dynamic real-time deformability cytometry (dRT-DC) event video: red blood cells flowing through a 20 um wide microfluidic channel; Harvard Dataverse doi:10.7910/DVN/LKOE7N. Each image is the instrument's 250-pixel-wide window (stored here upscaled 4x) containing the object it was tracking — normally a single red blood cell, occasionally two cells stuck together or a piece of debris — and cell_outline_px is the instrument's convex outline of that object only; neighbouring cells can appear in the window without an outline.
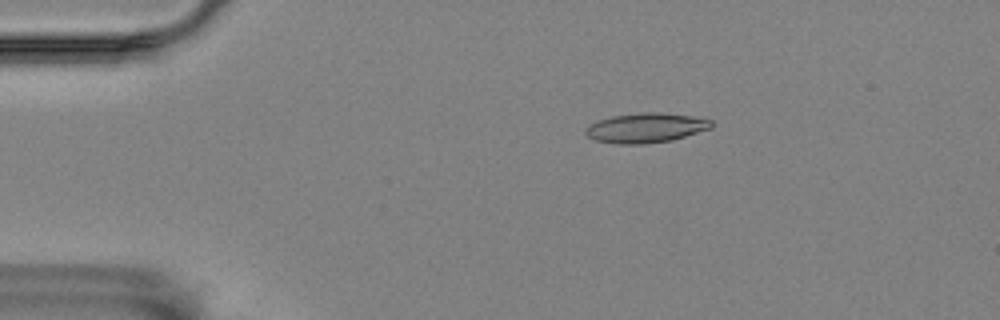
{"species": "Egyptian fruit bat (a non-hibernating species)", "species_latin": "Rousettus aegyptiacus", "temperature_condition": "room temperature", "stored_images_in_passage": 54, "camera_frame_rate_fps": 3000, "um_per_image_px": 0.085, "animal": {"sex": "female"}, "frame": {"image": 1, "passage_image": 8, "time_ms": 2.333, "image_size_px": [1000, 320], "cell_outline_px": [[716, 124], [712, 128], [672, 140], [644, 144], [616, 144], [596, 140], [588, 136], [584, 132], [584, 128], [588, 124], [596, 120], [612, 116], [640, 112], [660, 112], [692, 116], [712, 120]], "centroid_in_image_um": [54.89, 10.86], "position_along_channel_um": 30.1, "area_um2": 22.08}}
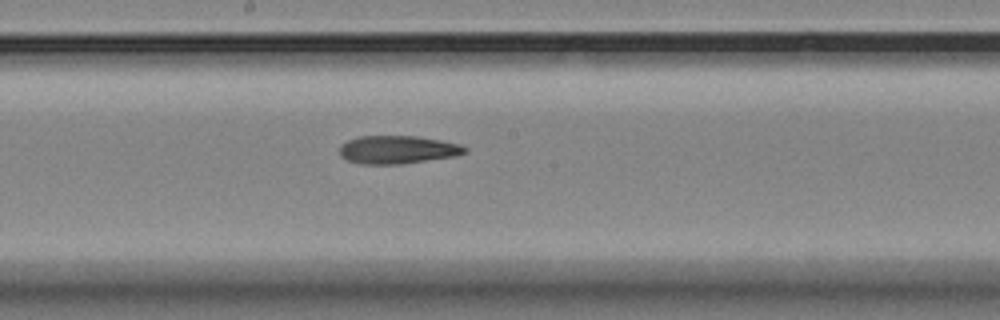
{"frame": {"image": 2, "passage_image": 28, "time_ms": 9.0, "image_size_px": [1000, 320], "cell_outline_px": [[468, 152], [456, 156], [400, 164], [364, 164], [348, 160], [340, 156], [340, 144], [348, 140], [360, 136], [416, 136], [440, 140], [460, 144], [468, 148]], "centroid_in_image_um": [33.81, 12.72], "position_along_channel_um": 214.4, "area_um2": 20.52}}
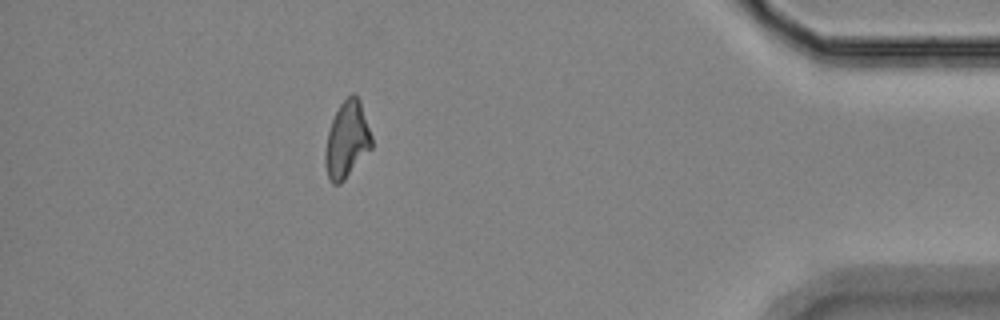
{"frame": {"image": 3, "passage_image": 48, "time_ms": 15.667, "image_size_px": [1000, 320], "cell_outline_px": [[372, 148], [344, 180], [340, 184], [332, 184], [328, 176], [324, 164], [324, 156], [328, 132], [332, 120], [340, 104], [352, 92], [360, 100], [372, 136]], "centroid_in_image_um": [29.49, 11.89], "position_along_channel_um": 405.7, "area_um2": 20.63}}